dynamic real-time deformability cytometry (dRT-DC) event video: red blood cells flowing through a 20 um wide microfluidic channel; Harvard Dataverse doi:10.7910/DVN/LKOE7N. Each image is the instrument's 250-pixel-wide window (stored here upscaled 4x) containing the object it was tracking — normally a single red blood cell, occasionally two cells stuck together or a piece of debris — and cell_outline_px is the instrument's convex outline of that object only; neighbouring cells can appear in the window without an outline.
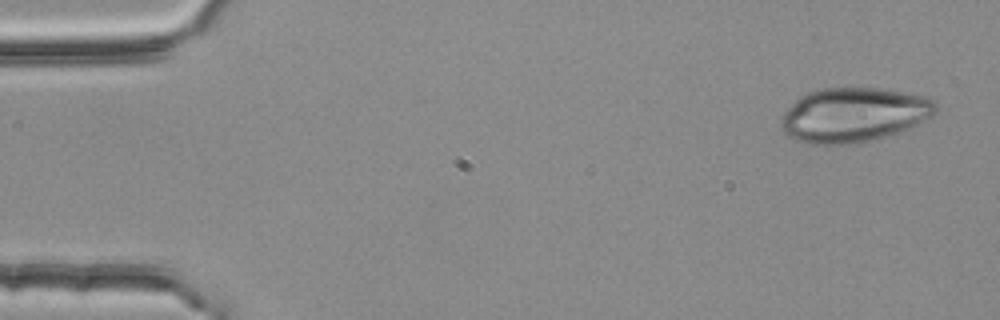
{"species": "common noctule bat (a hibernating species)", "species_latin": "Nyctalus noctula", "temperature_condition": "room temperature", "stored_images_in_passage": 4, "camera_frame_rate_fps": 3000, "um_per_image_px": 0.085, "animal": {"sex": "female", "body_mass_g": 25.1}, "frame": {"image": 1, "passage_image": 4, "time_ms": 1.0, "image_size_px": [1000, 320], "cell_outline_px": [[940, 108], [932, 116], [908, 128], [860, 144], [804, 144], [788, 136], [780, 128], [780, 120], [784, 112], [800, 96], [808, 92], [824, 88], [880, 88], [904, 92], [924, 96], [936, 100]], "centroid_in_image_um": [72.56, 9.77], "position_along_channel_um": 12.4, "area_um2": 49.36}}